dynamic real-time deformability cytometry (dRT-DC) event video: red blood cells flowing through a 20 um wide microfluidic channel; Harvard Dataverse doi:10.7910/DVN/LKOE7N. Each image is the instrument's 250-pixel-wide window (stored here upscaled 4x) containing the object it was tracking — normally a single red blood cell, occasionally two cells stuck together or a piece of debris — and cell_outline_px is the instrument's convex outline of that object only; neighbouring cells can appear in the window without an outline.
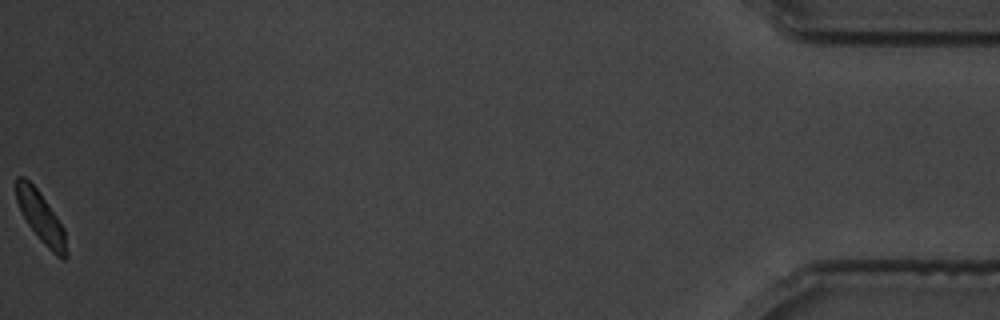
{"species": "common noctule bat (a hibernating species)", "species_latin": "Nyctalus noctula", "temperature_condition": "warm", "stored_images_in_passage": 61, "camera_frame_rate_fps": 3000, "um_per_image_px": 0.085, "animal": {"sex": "male", "body_mass_g": 19.5, "forearm_length_mm": 54.6}, "frame": {"image": 1, "passage_image": 61, "time_ms": 20.0, "image_size_px": [1000, 320], "cell_outline_px": [[68, 256], [64, 260], [56, 256], [40, 240], [28, 224], [16, 200], [16, 176], [24, 176], [36, 188], [56, 216], [64, 228], [68, 252]], "centroid_in_image_um": [3.5, 18.51], "position_along_channel_um": 431.7, "area_um2": 14.62}, "authors_computed_cell_mechanics": {"area_um2": 15.895, "velocity_mm_per_s": 3.3886, "shape_relaxation_time_tau1_ms": 2.3441, "shape_relaxation_time_tau2_ms": 3.0682, "deformation_change_tau1": 0.1425, "deformation_change_tau2": 0.0626}}